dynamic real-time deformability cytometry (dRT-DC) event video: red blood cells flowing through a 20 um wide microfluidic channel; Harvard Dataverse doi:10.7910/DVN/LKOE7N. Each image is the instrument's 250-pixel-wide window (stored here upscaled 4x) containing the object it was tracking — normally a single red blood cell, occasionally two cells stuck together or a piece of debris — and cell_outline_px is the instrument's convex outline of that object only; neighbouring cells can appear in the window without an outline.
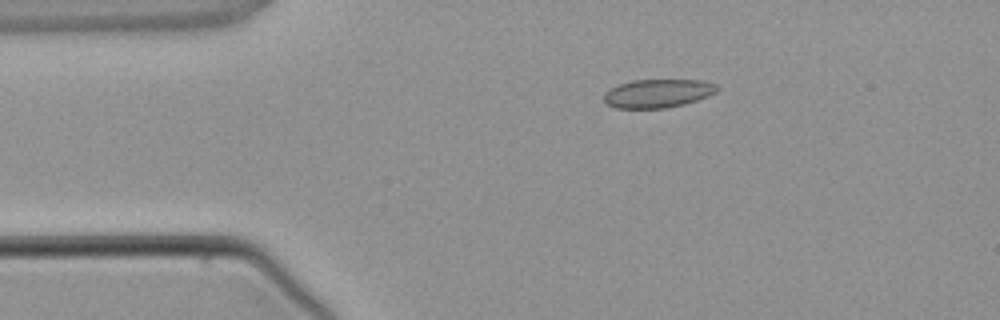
{"species": "common noctule bat (a hibernating species)", "species_latin": "Nyctalus noctula", "temperature_condition": "warm", "stored_images_in_passage": 4, "camera_frame_rate_fps": 3000, "um_per_image_px": 0.085, "animal": {"sex": "male", "body_mass_g": 21.5, "forearm_length_mm": 52.0}, "frame": {"image": 1, "passage_image": 3, "time_ms": 2.333, "image_size_px": [1000, 320], "cell_outline_px": [[720, 88], [716, 92], [708, 96], [684, 104], [664, 108], [616, 108], [608, 104], [604, 100], [604, 92], [620, 84], [632, 80], [704, 80], [716, 84]], "centroid_in_image_um": [55.94, 7.93], "position_along_channel_um": 29.1, "area_um2": 18.73}}